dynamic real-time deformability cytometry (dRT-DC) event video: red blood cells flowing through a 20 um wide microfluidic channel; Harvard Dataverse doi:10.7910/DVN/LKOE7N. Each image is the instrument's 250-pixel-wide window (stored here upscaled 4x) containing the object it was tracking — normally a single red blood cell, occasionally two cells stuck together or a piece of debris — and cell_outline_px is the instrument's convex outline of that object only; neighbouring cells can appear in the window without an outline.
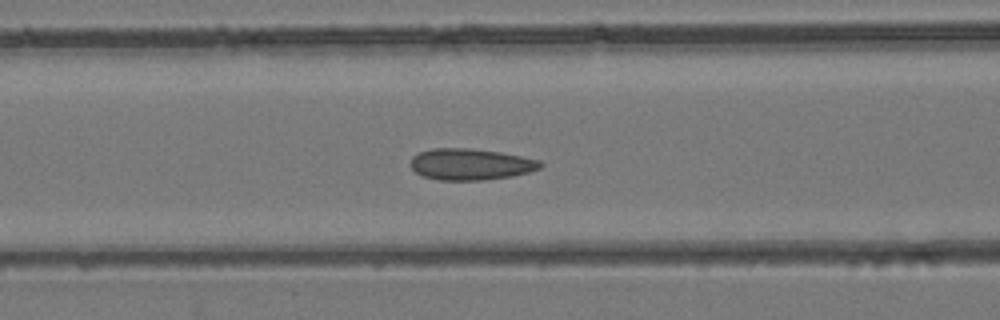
{"species": "common noctule bat (a hibernating species)", "species_latin": "Nyctalus noctula", "temperature_condition": "room temperature", "stored_images_in_passage": 40, "camera_frame_rate_fps": 3000, "um_per_image_px": 0.085, "animal": {"sex": "female", "body_mass_g": 24.6, "forearm_length_mm": 56.2}, "frame": {"image": 1, "passage_image": 14, "time_ms": 4.333, "image_size_px": [1000, 320], "cell_outline_px": [[544, 164], [540, 168], [528, 172], [512, 176], [484, 180], [440, 180], [424, 176], [416, 172], [408, 164], [412, 156], [420, 152], [432, 148], [468, 148], [500, 152], [540, 160]], "centroid_in_image_um": [39.98, 13.96], "position_along_channel_um": 126.6, "area_um2": 23.76}}
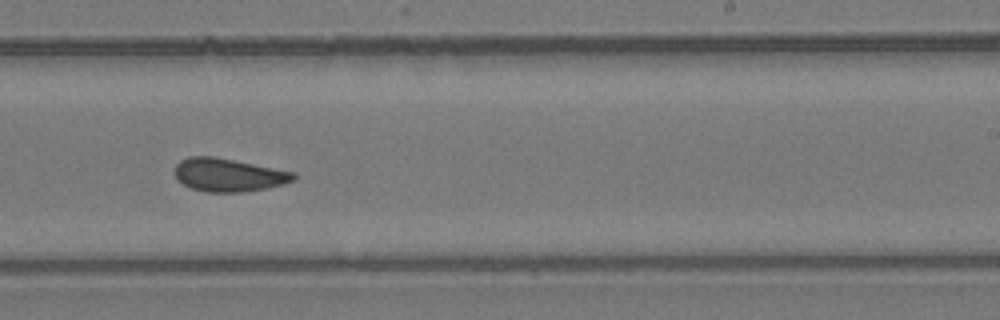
{"frame": {"image": 2, "passage_image": 23, "time_ms": 7.333, "image_size_px": [1000, 320], "cell_outline_px": [[296, 180], [284, 184], [244, 192], [208, 192], [188, 188], [176, 180], [176, 164], [180, 160], [188, 156], [212, 156], [296, 172]], "centroid_in_image_um": [19.41, 14.87], "position_along_channel_um": 269.6, "area_um2": 23.06}}
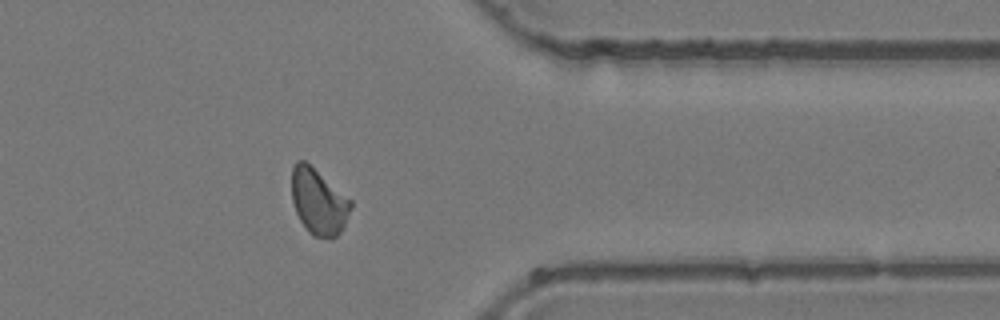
{"frame": {"image": 3, "passage_image": 31, "time_ms": 10.0, "image_size_px": [1000, 320], "cell_outline_px": [[352, 208], [344, 228], [332, 240], [312, 236], [308, 232], [300, 220], [296, 212], [292, 200], [292, 164], [296, 160], [304, 160], [352, 200]], "centroid_in_image_um": [27.09, 17.17], "position_along_channel_um": 384.3, "area_um2": 22.95}}